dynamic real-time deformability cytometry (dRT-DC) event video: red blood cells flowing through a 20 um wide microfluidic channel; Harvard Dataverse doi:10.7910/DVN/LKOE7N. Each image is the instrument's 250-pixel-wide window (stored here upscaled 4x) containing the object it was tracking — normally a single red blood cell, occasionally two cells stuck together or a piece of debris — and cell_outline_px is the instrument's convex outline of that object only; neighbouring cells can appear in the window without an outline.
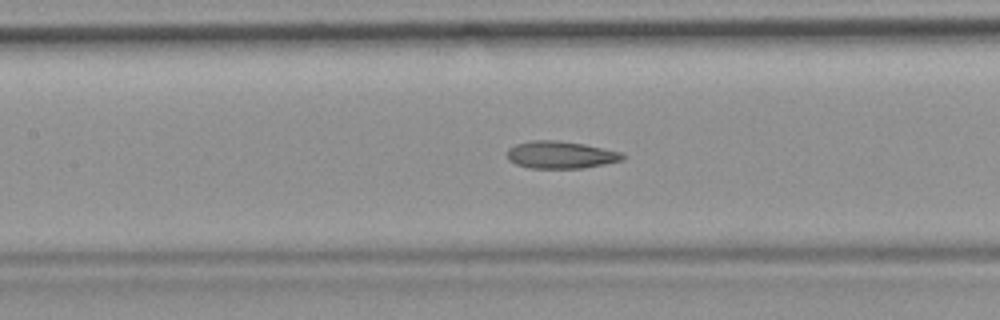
{"species": "common noctule bat (a hibernating species)", "species_latin": "Nyctalus noctula", "temperature_condition": "room temperature", "stored_images_in_passage": 52, "camera_frame_rate_fps": 3000, "um_per_image_px": 0.085, "animal": {"sex": "female", "body_mass_g": 19.9}, "frame": {"image": 1, "passage_image": 23, "time_ms": 7.333, "image_size_px": [1000, 320], "cell_outline_px": [[628, 156], [624, 160], [584, 168], [528, 168], [516, 164], [508, 160], [508, 148], [516, 144], [532, 140], [556, 140], [584, 144], [624, 152]], "centroid_in_image_um": [47.71, 13.16], "position_along_channel_um": 159.7, "area_um2": 18.61}, "authors_computed_cell_mechanics": {"area_um2": 19.2474, "velocity_mm_per_s": 3.758, "shape_relaxation_time_tau1_ms": null, "shape_relaxation_time_tau2_ms": 2.2838, "deformation_change_tau1": null, "deformation_change_tau2": 0.0961}}